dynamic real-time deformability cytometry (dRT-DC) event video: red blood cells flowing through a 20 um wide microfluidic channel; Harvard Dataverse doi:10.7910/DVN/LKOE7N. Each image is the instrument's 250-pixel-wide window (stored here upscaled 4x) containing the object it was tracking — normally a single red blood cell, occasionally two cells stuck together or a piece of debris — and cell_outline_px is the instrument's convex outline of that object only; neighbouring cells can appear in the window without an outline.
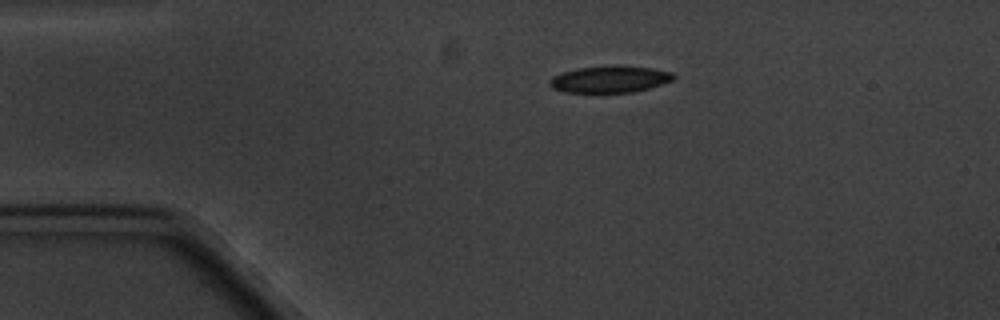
{"species": "common noctule bat (a hibernating species)", "species_latin": "Nyctalus noctula", "temperature_condition": "cold", "stored_images_in_passage": 7, "camera_frame_rate_fps": 3000, "um_per_image_px": 0.085, "animal": {"sex": "male", "body_mass_g": 20.1, "forearm_length_mm": 53.5}, "frame": {"image": 1, "passage_image": 7, "time_ms": 6.667, "image_size_px": [1000, 320], "cell_outline_px": [[676, 76], [672, 80], [648, 88], [632, 92], [564, 92], [552, 88], [548, 84], [548, 80], [552, 76], [576, 68], [616, 64], [620, 64], [652, 68], [672, 72]], "centroid_in_image_um": [51.81, 6.71], "position_along_channel_um": 33.2, "area_um2": 19.54}}